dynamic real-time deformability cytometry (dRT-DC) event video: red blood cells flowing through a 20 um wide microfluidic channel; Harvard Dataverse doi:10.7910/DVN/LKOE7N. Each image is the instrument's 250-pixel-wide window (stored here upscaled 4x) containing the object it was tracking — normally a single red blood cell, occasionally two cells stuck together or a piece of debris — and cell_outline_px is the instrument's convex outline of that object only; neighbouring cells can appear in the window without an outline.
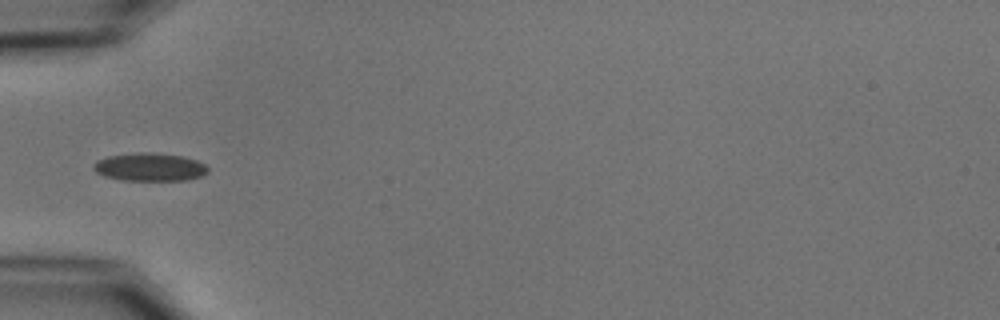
{"species": "common noctule bat (a hibernating species)", "species_latin": "Nyctalus noctula", "temperature_condition": "cold", "stored_images_in_passage": 8, "camera_frame_rate_fps": 3000, "um_per_image_px": 0.085, "animal": {"sex": "male", "body_mass_g": 15.6}, "frame": {"image": 1, "passage_image": 5, "time_ms": 5.333, "image_size_px": [1000, 320], "cell_outline_px": [[208, 172], [200, 176], [188, 180], [124, 180], [104, 176], [96, 172], [92, 168], [92, 164], [96, 160], [108, 156], [136, 152], [152, 152], [184, 156], [196, 160], [204, 164], [208, 168]], "centroid_in_image_um": [12.7, 14.19], "position_along_channel_um": 72.3, "area_um2": 18.84}}